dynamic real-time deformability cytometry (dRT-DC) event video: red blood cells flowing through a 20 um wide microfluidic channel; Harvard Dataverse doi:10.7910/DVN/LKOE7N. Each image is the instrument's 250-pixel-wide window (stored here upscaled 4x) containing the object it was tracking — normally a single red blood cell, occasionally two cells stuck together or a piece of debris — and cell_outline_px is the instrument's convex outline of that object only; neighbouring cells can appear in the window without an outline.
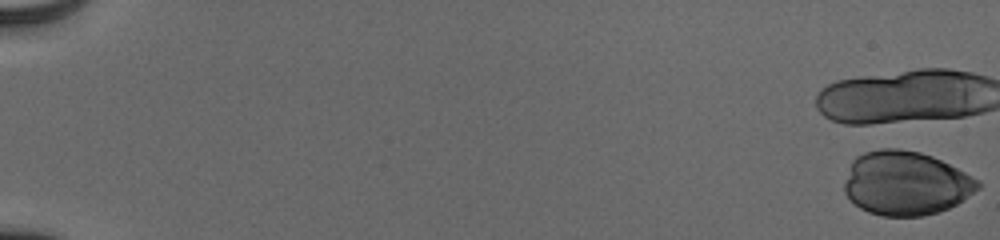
{"species": "human", "species_latin": "Homo sapiens", "temperature_condition": "cold", "stored_images_in_passage": 24, "camera_frame_rate_fps": 3000, "um_per_image_px": 0.085, "donor": {"sex": "male"}, "frame": {"image": 1, "passage_image": 1, "time_ms": 0.0, "image_size_px": [1000, 240], "cell_outline_px": [[980, 188], [964, 200], [948, 208], [936, 212], [920, 216], [880, 216], [868, 212], [860, 208], [844, 192], [844, 184], [852, 160], [856, 156], [864, 152], [880, 148], [900, 148], [920, 152], [932, 156], [980, 180]], "centroid_in_image_um": [76.99, 15.57], "position_along_channel_um": 8.0, "area_um2": 49.77}}